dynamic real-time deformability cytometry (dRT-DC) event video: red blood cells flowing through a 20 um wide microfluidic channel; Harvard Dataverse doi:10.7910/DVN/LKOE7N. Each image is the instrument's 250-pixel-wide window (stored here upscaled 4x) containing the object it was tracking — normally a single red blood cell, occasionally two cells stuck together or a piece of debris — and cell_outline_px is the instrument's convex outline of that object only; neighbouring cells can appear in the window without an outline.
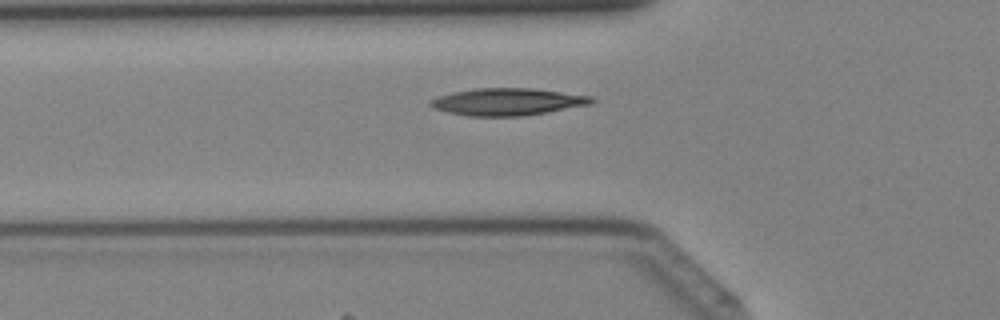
{"species": "Egyptian fruit bat (a non-hibernating species)", "species_latin": "Rousettus aegyptiacus", "temperature_condition": "cold", "stored_images_in_passage": 38, "camera_frame_rate_fps": 3000, "um_per_image_px": 0.085, "animal": {"sex": "female"}, "frame": {"image": 1, "passage_image": 11, "time_ms": 3.333, "image_size_px": [1000, 320], "cell_outline_px": [[596, 100], [588, 104], [544, 112], [520, 116], [468, 116], [448, 112], [436, 108], [428, 104], [428, 100], [452, 92], [476, 88], [532, 88], [592, 96]], "centroid_in_image_um": [43.09, 8.64], "position_along_channel_um": 82.7, "area_um2": 25.14}}
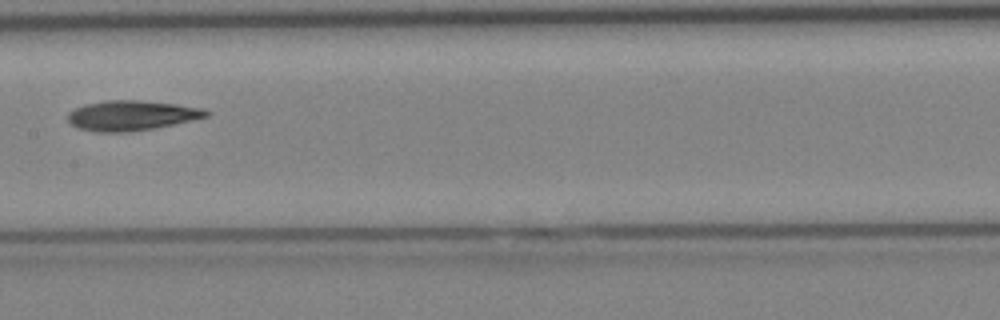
{"frame": {"image": 2, "passage_image": 18, "time_ms": 5.667, "image_size_px": [1000, 320], "cell_outline_px": [[212, 112], [208, 116], [192, 120], [152, 128], [128, 132], [96, 132], [76, 128], [68, 120], [68, 112], [84, 104], [104, 100], [140, 100], [176, 104], [204, 108]], "centroid_in_image_um": [11.17, 9.81], "position_along_channel_um": 196.2, "area_um2": 24.22}}
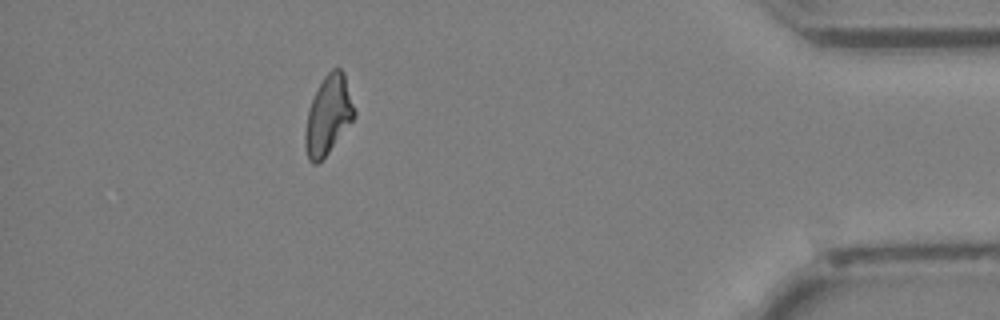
{"frame": {"image": 3, "passage_image": 34, "time_ms": 11.0, "image_size_px": [1000, 320], "cell_outline_px": [[356, 116], [328, 152], [316, 164], [312, 164], [308, 160], [304, 148], [304, 132], [308, 108], [324, 76], [332, 68], [340, 68], [344, 72], [356, 112]], "centroid_in_image_um": [27.89, 9.79], "position_along_channel_um": 407.3, "area_um2": 22.48}}